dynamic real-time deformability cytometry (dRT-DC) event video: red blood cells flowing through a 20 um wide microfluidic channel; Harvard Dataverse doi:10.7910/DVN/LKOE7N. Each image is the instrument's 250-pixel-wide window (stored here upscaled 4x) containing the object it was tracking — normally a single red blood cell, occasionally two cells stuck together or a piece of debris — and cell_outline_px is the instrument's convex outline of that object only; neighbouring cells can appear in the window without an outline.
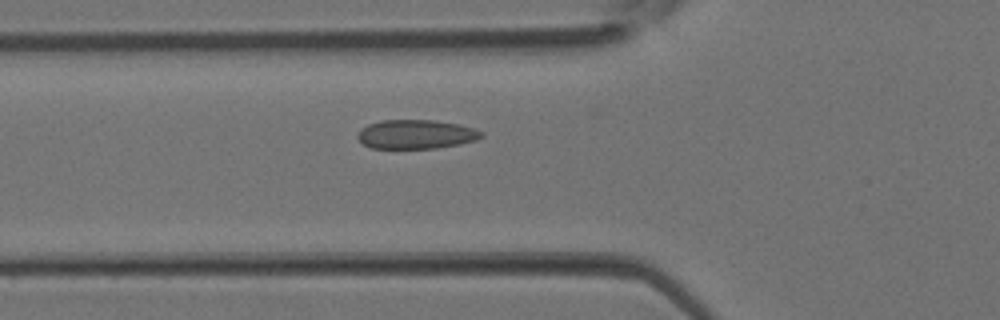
{"species": "Egyptian fruit bat (a non-hibernating species)", "species_latin": "Rousettus aegyptiacus", "temperature_condition": "room temperature", "stored_images_in_passage": 17, "camera_frame_rate_fps": 3000, "um_per_image_px": 0.085, "animal": {"sex": "female"}, "frame": {"image": 1, "passage_image": 12, "time_ms": 3.667, "image_size_px": [1000, 320], "cell_outline_px": [[484, 136], [476, 140], [460, 144], [436, 148], [372, 148], [364, 144], [356, 136], [360, 128], [368, 124], [380, 120], [432, 120], [456, 124], [476, 128], [484, 132]], "centroid_in_image_um": [35.37, 11.41], "position_along_channel_um": 90.4, "area_um2": 21.04}}
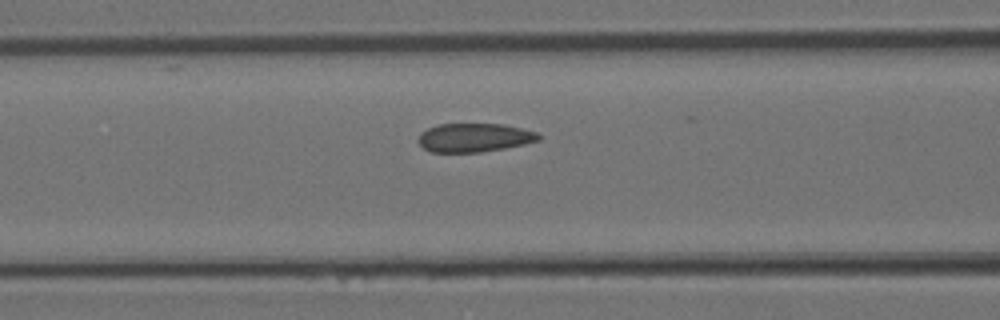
{"frame": {"image": 2, "passage_image": 14, "time_ms": 4.333, "image_size_px": [1000, 320], "cell_outline_px": [[540, 140], [524, 144], [504, 148], [480, 152], [432, 152], [424, 148], [420, 144], [420, 132], [428, 128], [440, 124], [504, 124], [536, 132], [540, 136]], "centroid_in_image_um": [40.32, 11.69], "position_along_channel_um": 126.3, "area_um2": 19.88}}
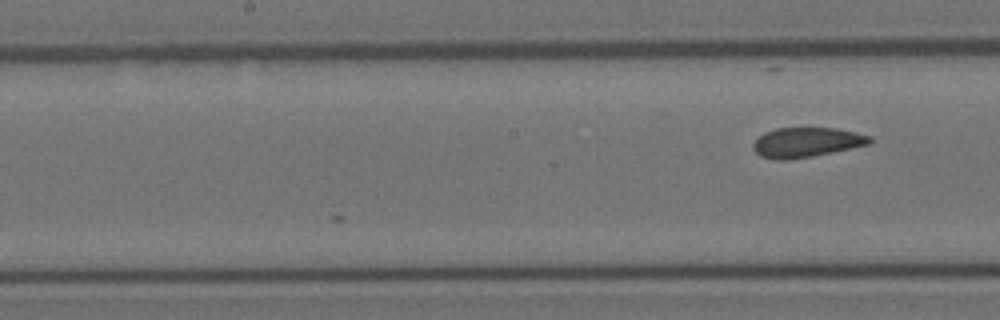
{"frame": {"image": 3, "passage_image": 17, "time_ms": 5.333, "image_size_px": [1000, 320], "cell_outline_px": [[872, 140], [868, 144], [832, 152], [812, 156], [784, 160], [776, 160], [760, 156], [752, 148], [752, 144], [764, 132], [776, 128], [836, 128], [856, 132], [872, 136]], "centroid_in_image_um": [68.53, 12.09], "position_along_channel_um": 179.7, "area_um2": 20.11}}